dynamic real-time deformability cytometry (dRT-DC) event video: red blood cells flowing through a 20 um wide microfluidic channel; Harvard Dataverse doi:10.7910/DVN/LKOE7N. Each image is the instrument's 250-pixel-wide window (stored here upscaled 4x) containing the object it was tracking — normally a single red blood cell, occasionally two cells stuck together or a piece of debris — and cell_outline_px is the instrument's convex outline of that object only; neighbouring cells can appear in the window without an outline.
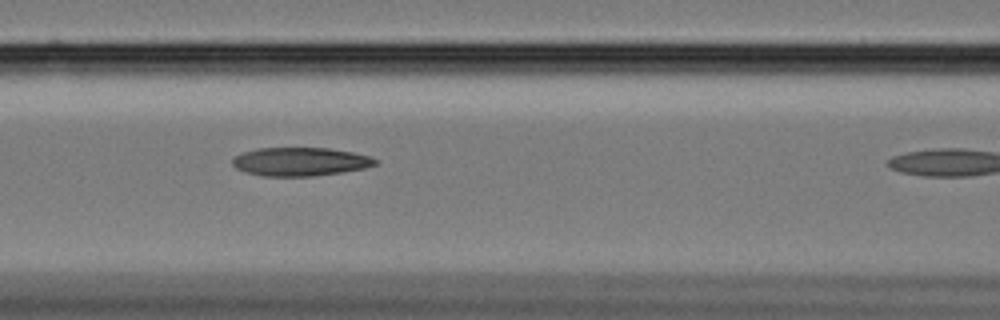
{"species": "Egyptian fruit bat (a non-hibernating species)", "species_latin": "Rousettus aegyptiacus", "temperature_condition": "cold", "stored_images_in_passage": 10, "camera_frame_rate_fps": 3000, "um_per_image_px": 0.085, "animal": {"sex": "female"}, "frame": {"image": 1, "passage_image": 9, "time_ms": 2.667, "image_size_px": [1000, 320], "cell_outline_px": [[380, 160], [376, 164], [364, 168], [340, 172], [312, 176], [264, 176], [248, 172], [236, 168], [232, 164], [232, 156], [256, 148], [328, 148], [352, 152], [372, 156]], "centroid_in_image_um": [25.53, 13.73], "position_along_channel_um": 141.1, "area_um2": 23.7}}